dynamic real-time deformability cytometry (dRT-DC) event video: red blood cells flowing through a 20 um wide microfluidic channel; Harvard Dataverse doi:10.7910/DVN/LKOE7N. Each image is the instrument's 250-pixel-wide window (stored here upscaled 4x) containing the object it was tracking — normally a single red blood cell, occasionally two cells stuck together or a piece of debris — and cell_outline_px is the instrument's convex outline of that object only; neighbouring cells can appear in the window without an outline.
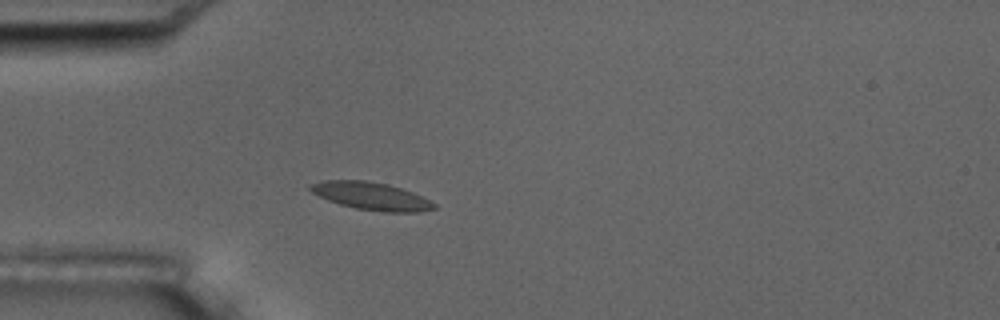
{"species": "common noctule bat (a hibernating species)", "species_latin": "Nyctalus noctula", "temperature_condition": "room temperature", "stored_images_in_passage": 1, "camera_frame_rate_fps": 3000, "um_per_image_px": 0.085, "animal": {"sex": "male", "body_mass_g": 17.5, "forearm_length_mm": 52.3}, "frame": {"image": 1, "passage_image": 1, "time_ms": 0.0, "image_size_px": [1000, 320], "cell_outline_px": [[436, 208], [420, 212], [384, 212], [356, 208], [340, 204], [328, 200], [312, 192], [308, 188], [308, 184], [324, 180], [364, 180], [388, 184], [412, 192], [436, 204]], "centroid_in_image_um": [31.53, 16.66], "position_along_channel_um": 53.5, "area_um2": 19.83}}